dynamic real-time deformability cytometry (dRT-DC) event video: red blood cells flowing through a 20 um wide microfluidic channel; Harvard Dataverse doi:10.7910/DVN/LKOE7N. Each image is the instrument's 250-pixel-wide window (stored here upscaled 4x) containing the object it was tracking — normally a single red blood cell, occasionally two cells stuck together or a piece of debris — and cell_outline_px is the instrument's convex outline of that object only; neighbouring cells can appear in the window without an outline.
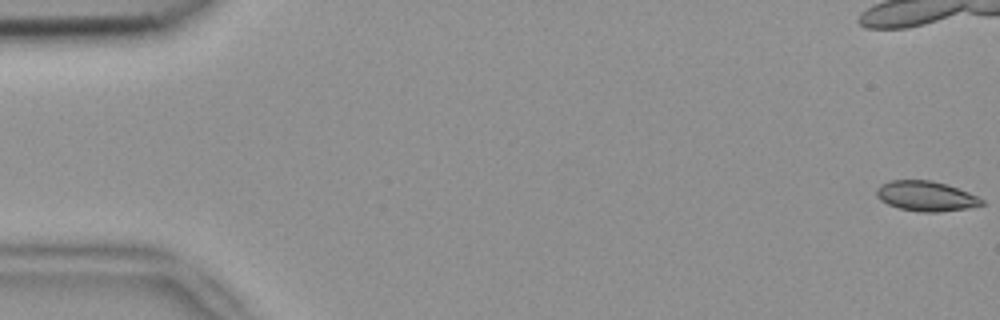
{"species": "common noctule bat (a hibernating species)", "species_latin": "Nyctalus noctula", "temperature_condition": "room temperature", "stored_images_in_passage": 5, "camera_frame_rate_fps": 3000, "um_per_image_px": 0.085, "animal": {"sex": "female", "body_mass_g": 18.4}, "frame": {"image": 1, "passage_image": 1, "time_ms": 0.0, "image_size_px": [1000, 320], "cell_outline_px": [[984, 204], [968, 208], [936, 212], [920, 212], [900, 208], [888, 204], [880, 200], [876, 196], [876, 188], [880, 184], [892, 180], [932, 180], [948, 184], [968, 192], [984, 200]], "centroid_in_image_um": [78.69, 16.66], "position_along_channel_um": 6.3, "area_um2": 18.44}}